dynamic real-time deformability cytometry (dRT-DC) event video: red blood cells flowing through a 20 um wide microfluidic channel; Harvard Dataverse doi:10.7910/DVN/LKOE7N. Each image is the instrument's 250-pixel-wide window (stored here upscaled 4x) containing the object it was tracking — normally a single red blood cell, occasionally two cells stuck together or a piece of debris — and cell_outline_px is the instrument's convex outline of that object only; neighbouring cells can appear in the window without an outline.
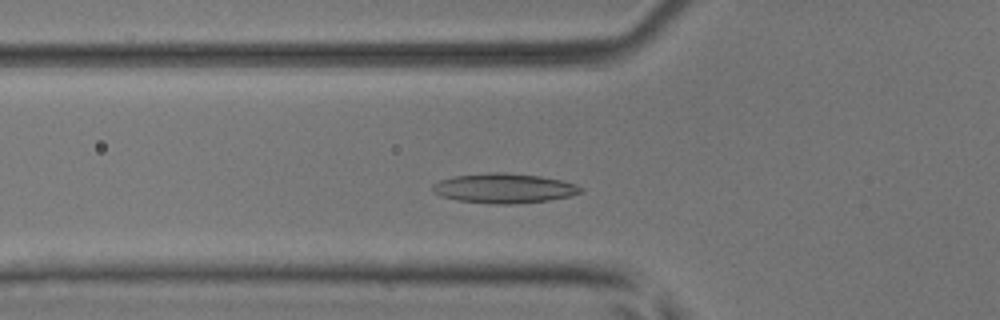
{"species": "common noctule bat (a hibernating species)", "species_latin": "Nyctalus noctula", "temperature_condition": "room temperature", "stored_images_in_passage": 46, "camera_frame_rate_fps": 3000, "um_per_image_px": 0.085, "animal": {"sex": "male", "body_mass_g": 17.9, "forearm_length_mm": 54.2}, "frame": {"image": 1, "passage_image": 13, "time_ms": 4.0, "image_size_px": [1000, 320], "cell_outline_px": [[584, 192], [568, 196], [548, 200], [512, 204], [496, 204], [456, 200], [432, 192], [432, 184], [440, 180], [456, 176], [492, 172], [504, 172], [540, 176], [560, 180], [576, 184], [584, 188]], "centroid_in_image_um": [42.86, 16.0], "position_along_channel_um": 82.9, "area_um2": 25.49}}
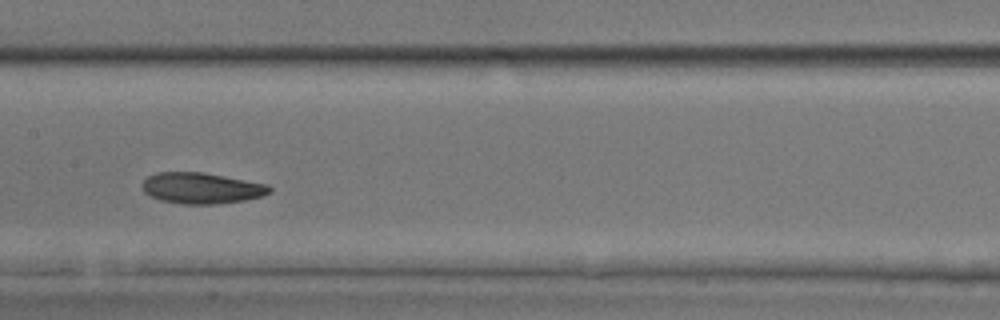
{"frame": {"image": 2, "passage_image": 21, "time_ms": 6.667, "image_size_px": [1000, 320], "cell_outline_px": [[272, 192], [260, 196], [244, 200], [216, 204], [184, 204], [160, 200], [144, 192], [140, 184], [148, 176], [156, 172], [204, 172], [268, 184], [272, 188]], "centroid_in_image_um": [17.12, 15.98], "position_along_channel_um": 190.3, "area_um2": 23.06}}
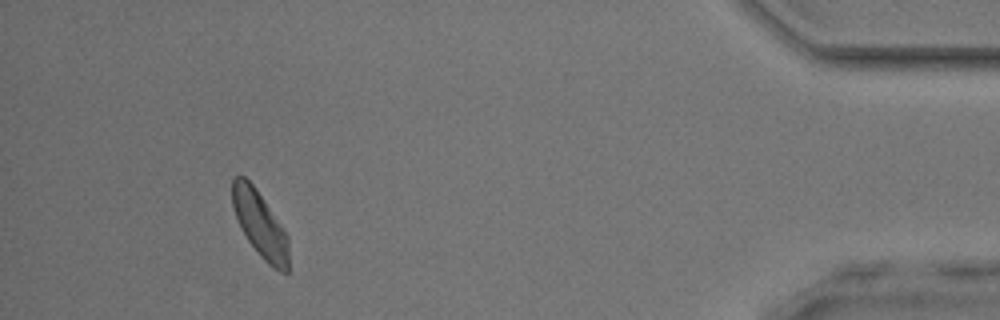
{"frame": {"image": 3, "passage_image": 42, "time_ms": 13.667, "image_size_px": [1000, 320], "cell_outline_px": [[288, 272], [280, 272], [268, 264], [260, 256], [248, 240], [240, 228], [232, 204], [232, 180], [236, 176], [244, 176], [252, 184], [284, 228], [288, 236]], "centroid_in_image_um": [22.1, 19.08], "position_along_channel_um": 413.1, "area_um2": 21.44}, "authors_computed_cell_mechanics": {"area_um2": 23.0622, "velocity_mm_per_s": 4.0394, "shape_relaxation_time_tau1_ms": 3.4905, "shape_relaxation_time_tau2_ms": 4.3197, "deformation_change_tau1": 0.119, "deformation_change_tau2": 0.1036}}